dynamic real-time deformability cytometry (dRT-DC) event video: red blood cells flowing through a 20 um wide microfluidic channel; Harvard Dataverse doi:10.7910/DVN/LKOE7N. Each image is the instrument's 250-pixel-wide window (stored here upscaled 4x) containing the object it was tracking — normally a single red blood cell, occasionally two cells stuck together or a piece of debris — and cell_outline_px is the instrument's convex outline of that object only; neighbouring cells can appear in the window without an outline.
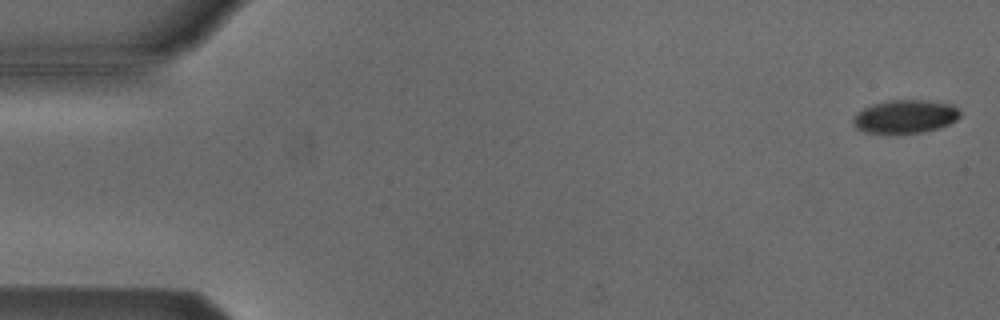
{"species": "Egyptian fruit bat (a non-hibernating species)", "species_latin": "Rousettus aegyptiacus", "temperature_condition": "cold", "stored_images_in_passage": 54, "camera_frame_rate_fps": 3000, "um_per_image_px": 0.085, "animal": {"sex": "male"}, "frame": {"image": 1, "passage_image": 2, "time_ms": 0.333, "image_size_px": [1000, 320], "cell_outline_px": [[960, 116], [956, 120], [940, 128], [920, 132], [864, 132], [856, 128], [852, 124], [852, 120], [856, 112], [872, 104], [888, 100], [928, 100], [952, 104], [960, 112]], "centroid_in_image_um": [76.93, 9.88], "position_along_channel_um": 8.1, "area_um2": 20.63}}
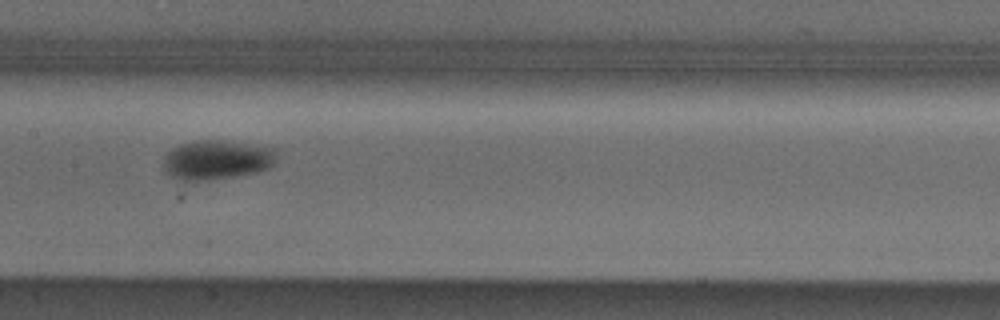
{"frame": {"image": 2, "passage_image": 27, "time_ms": 8.667, "image_size_px": [1000, 320], "cell_outline_px": [[276, 156], [272, 164], [268, 168], [256, 172], [236, 176], [208, 180], [184, 180], [168, 176], [164, 168], [164, 156], [172, 148], [180, 144], [192, 140], [224, 140], [276, 148]], "centroid_in_image_um": [18.4, 13.57], "position_along_channel_um": 189.0, "area_um2": 26.07}}
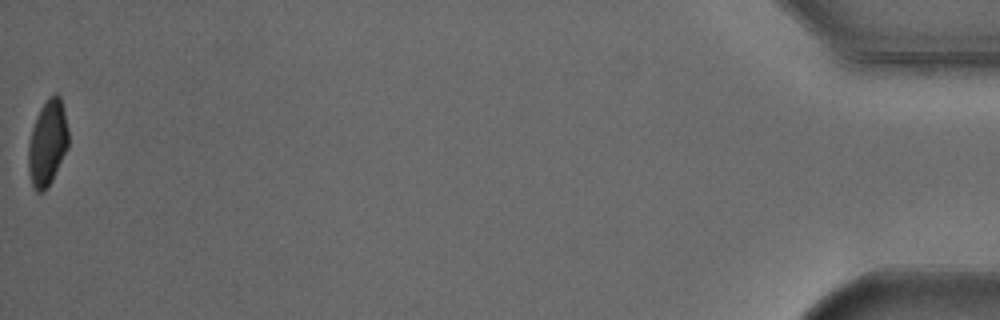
{"frame": {"image": 3, "passage_image": 54, "time_ms": 17.667, "image_size_px": [1000, 320], "cell_outline_px": [[68, 148], [52, 180], [44, 192], [36, 192], [32, 188], [28, 172], [28, 144], [32, 128], [36, 116], [40, 108], [56, 92], [60, 96], [68, 128]], "centroid_in_image_um": [4.02, 12.2], "position_along_channel_um": 431.2, "area_um2": 20.06}, "authors_computed_cell_mechanics": {"area_um2": 23.3512, "velocity_mm_per_s": 3.8459, "shape_relaxation_time_tau1_ms": 2.7312, "shape_relaxation_time_tau2_ms": null, "deformation_change_tau1": 0.1105, "deformation_change_tau2": null}}